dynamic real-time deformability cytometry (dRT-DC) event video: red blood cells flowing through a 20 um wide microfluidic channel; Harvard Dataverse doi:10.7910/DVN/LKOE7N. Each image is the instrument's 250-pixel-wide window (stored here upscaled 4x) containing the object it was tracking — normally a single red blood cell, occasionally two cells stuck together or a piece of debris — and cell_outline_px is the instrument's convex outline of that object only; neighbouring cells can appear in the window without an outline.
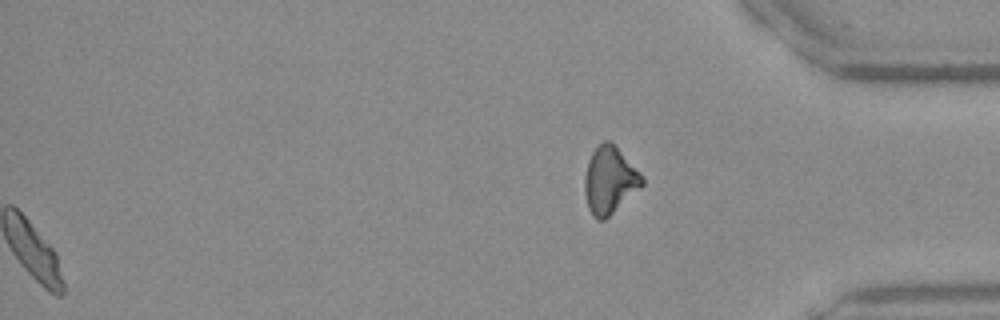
{"species": "Egyptian fruit bat (a non-hibernating species)", "species_latin": "Rousettus aegyptiacus", "temperature_condition": "warm", "stored_images_in_passage": 41, "segment_of_instrument_passage": [2, 2], "camera_frame_rate_fps": 3000, "um_per_image_px": 0.085, "frame": {"image": 1, "passage_image": 41, "time_ms": 13.333, "image_size_px": [1000, 320], "cell_outline_px": [[644, 184], [604, 220], [596, 220], [592, 216], [588, 208], [584, 192], [584, 176], [588, 160], [592, 152], [604, 140], [608, 140], [640, 172], [644, 180]], "centroid_in_image_um": [51.78, 15.35], "position_along_channel_um": 383.4, "area_um2": 22.08}}